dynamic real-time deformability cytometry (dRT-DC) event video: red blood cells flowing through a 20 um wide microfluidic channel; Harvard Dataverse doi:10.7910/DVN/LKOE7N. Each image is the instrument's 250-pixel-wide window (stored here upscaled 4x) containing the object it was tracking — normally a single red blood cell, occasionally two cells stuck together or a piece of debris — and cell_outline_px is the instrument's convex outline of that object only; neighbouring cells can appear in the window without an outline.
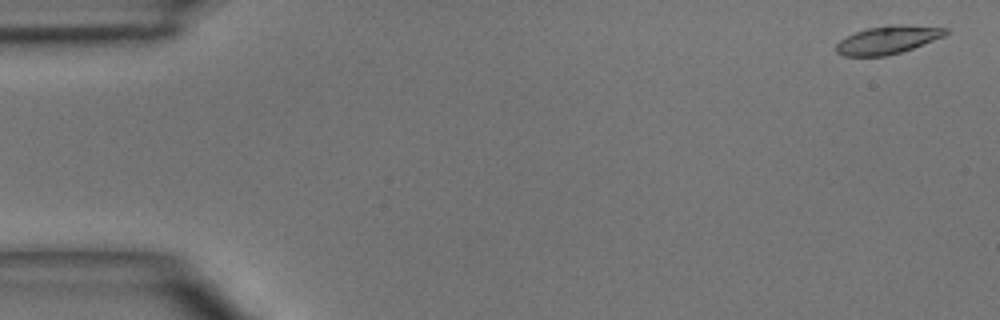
{"species": "common noctule bat (a hibernating species)", "species_latin": "Nyctalus noctula", "temperature_condition": "room temperature", "stored_images_in_passage": 5, "camera_frame_rate_fps": 3000, "um_per_image_px": 0.085, "animal": {"sex": "male", "body_mass_g": 15.6}, "frame": {"image": 1, "passage_image": 1, "time_ms": 0.0, "image_size_px": [1000, 320], "cell_outline_px": [[948, 32], [944, 36], [912, 48], [900, 52], [884, 56], [844, 56], [836, 52], [836, 44], [840, 40], [856, 32], [868, 28], [888, 24], [900, 24], [948, 28]], "centroid_in_image_um": [75.45, 3.38], "position_along_channel_um": 9.5, "area_um2": 17.74}}
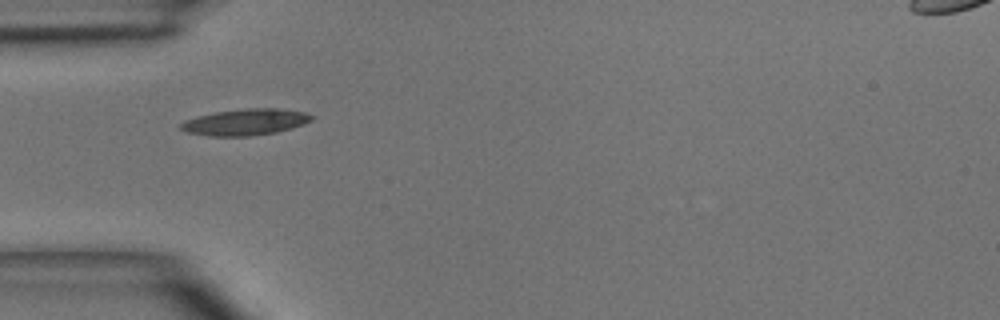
{"frame": {"image": 2, "passage_image": 4, "time_ms": 4.333, "image_size_px": [1000, 320], "cell_outline_px": [[312, 120], [304, 124], [292, 128], [276, 132], [248, 136], [212, 136], [188, 132], [180, 128], [180, 124], [184, 120], [196, 116], [216, 112], [248, 108], [280, 108], [304, 112], [312, 116]], "centroid_in_image_um": [20.86, 10.37], "position_along_channel_um": 64.1, "area_um2": 19.94}}